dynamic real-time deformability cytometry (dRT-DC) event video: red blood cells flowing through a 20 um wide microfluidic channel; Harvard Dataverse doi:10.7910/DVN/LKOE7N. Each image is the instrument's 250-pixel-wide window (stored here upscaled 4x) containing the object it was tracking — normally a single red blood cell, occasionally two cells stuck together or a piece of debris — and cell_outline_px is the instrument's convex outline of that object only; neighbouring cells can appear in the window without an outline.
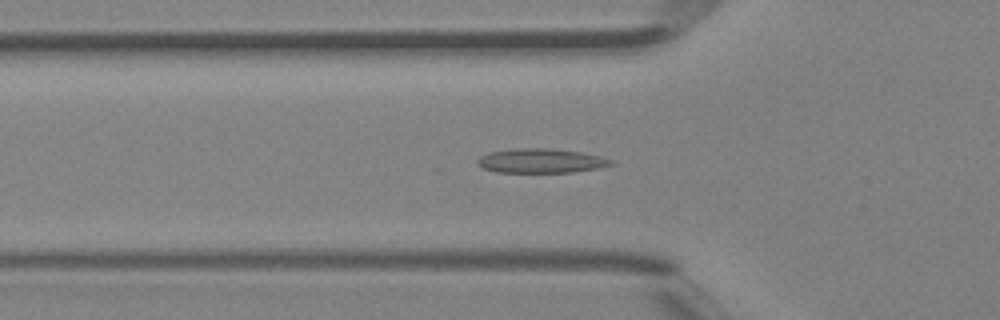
{"species": "Egyptian fruit bat (a non-hibernating species)", "species_latin": "Rousettus aegyptiacus", "temperature_condition": "room temperature", "stored_images_in_passage": 46, "camera_frame_rate_fps": 3000, "um_per_image_px": 0.085, "animal": {"sex": "female"}, "frame": {"image": 1, "passage_image": 16, "time_ms": 5.0, "image_size_px": [1000, 320], "cell_outline_px": [[616, 164], [600, 168], [572, 172], [496, 172], [484, 168], [476, 164], [476, 160], [480, 156], [492, 152], [516, 148], [552, 148], [580, 152], [600, 156], [612, 160]], "centroid_in_image_um": [46.0, 13.67], "position_along_channel_um": 79.8, "area_um2": 18.96}}
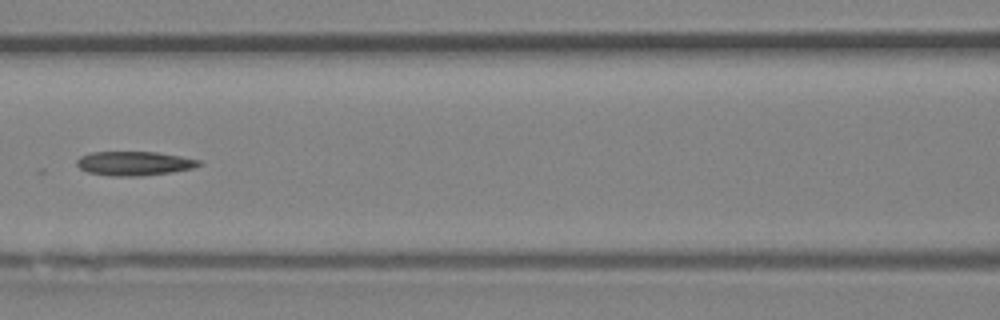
{"frame": {"image": 2, "passage_image": 21, "time_ms": 6.667, "image_size_px": [1000, 320], "cell_outline_px": [[204, 164], [192, 168], [172, 172], [140, 176], [112, 176], [88, 172], [80, 168], [76, 164], [76, 160], [80, 156], [92, 152], [156, 152], [180, 156], [200, 160]], "centroid_in_image_um": [11.41, 13.89], "position_along_channel_um": 155.2, "area_um2": 17.17}}
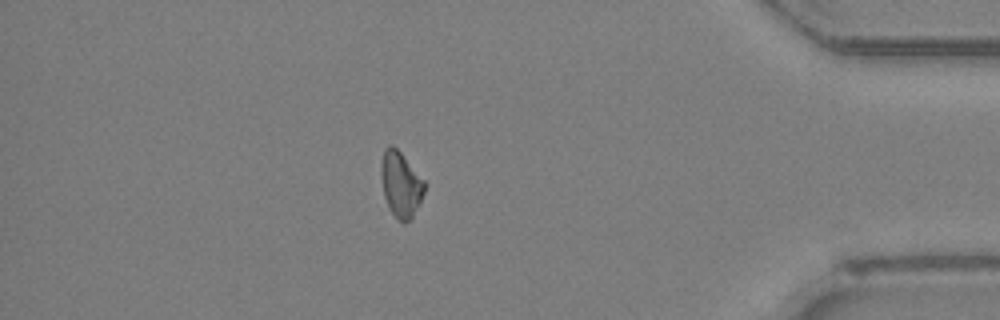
{"frame": {"image": 3, "passage_image": 40, "time_ms": 13.0, "image_size_px": [1000, 320], "cell_outline_px": [[424, 192], [412, 220], [404, 224], [396, 220], [384, 196], [380, 172], [380, 164], [384, 148], [388, 144], [392, 144], [400, 152], [424, 180]], "centroid_in_image_um": [34.04, 15.68], "position_along_channel_um": 401.2, "area_um2": 16.65}}